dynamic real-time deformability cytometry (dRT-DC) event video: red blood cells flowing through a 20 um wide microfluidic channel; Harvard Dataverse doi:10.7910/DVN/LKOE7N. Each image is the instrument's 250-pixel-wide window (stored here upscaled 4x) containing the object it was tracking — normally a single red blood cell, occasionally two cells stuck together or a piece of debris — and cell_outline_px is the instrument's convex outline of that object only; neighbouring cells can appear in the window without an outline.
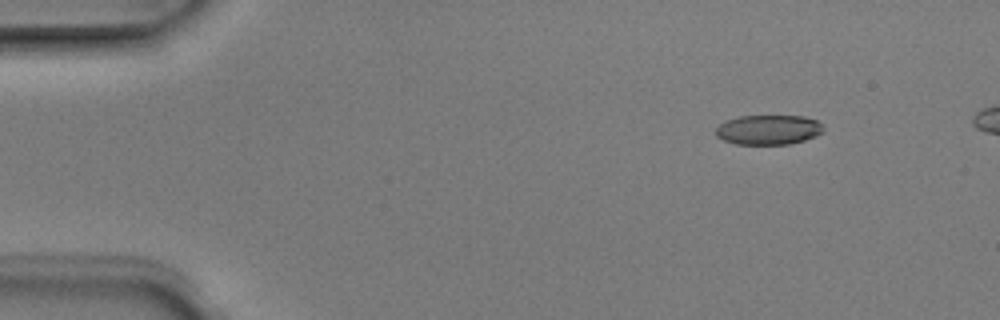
{"species": "Egyptian fruit bat (a non-hibernating species)", "species_latin": "Rousettus aegyptiacus", "temperature_condition": "room temperature", "stored_images_in_passage": 7, "camera_frame_rate_fps": 3000, "um_per_image_px": 0.085, "animal": {"sex": "male"}, "frame": {"image": 1, "passage_image": 2, "time_ms": 0.333, "image_size_px": [1000, 320], "cell_outline_px": [[824, 132], [816, 136], [804, 140], [788, 144], [736, 144], [724, 140], [716, 136], [716, 128], [720, 124], [728, 120], [740, 116], [804, 116], [816, 120], [824, 128]], "centroid_in_image_um": [65.34, 11.03], "position_along_channel_um": 19.7, "area_um2": 18.55}}
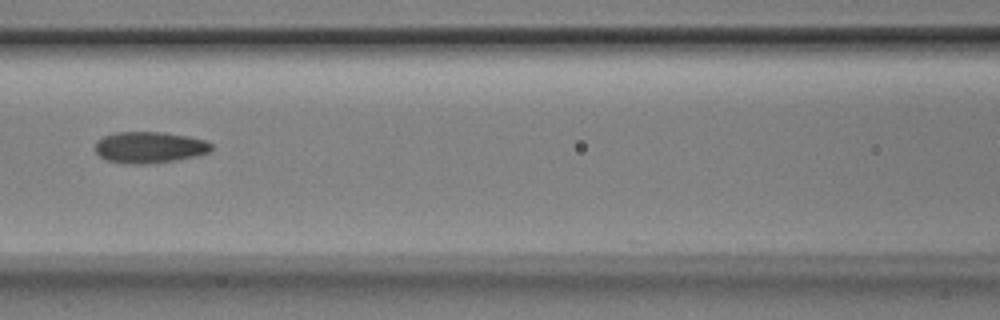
{"frame": {"image": 2, "passage_image": 6, "time_ms": 1.667, "image_size_px": [1000, 320], "cell_outline_px": [[212, 148], [208, 152], [196, 156], [176, 160], [148, 164], [124, 164], [104, 160], [96, 152], [96, 140], [104, 136], [116, 132], [164, 132], [188, 136], [204, 140], [212, 144]], "centroid_in_image_um": [12.68, 12.53], "position_along_channel_um": 153.9, "area_um2": 21.39}}
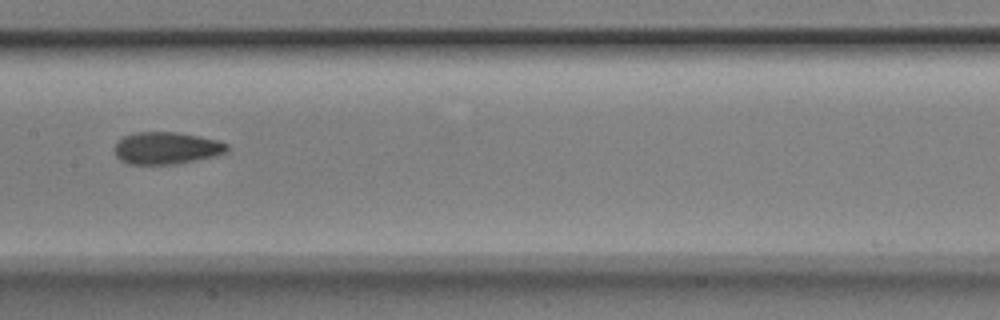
{"frame": {"image": 3, "passage_image": 7, "time_ms": 2.0, "image_size_px": [1000, 320], "cell_outline_px": [[228, 152], [216, 156], [176, 164], [128, 164], [120, 160], [116, 156], [112, 148], [124, 136], [136, 132], [176, 132], [200, 136], [220, 140], [228, 144]], "centroid_in_image_um": [14.17, 12.59], "position_along_channel_um": 193.2, "area_um2": 21.33}}